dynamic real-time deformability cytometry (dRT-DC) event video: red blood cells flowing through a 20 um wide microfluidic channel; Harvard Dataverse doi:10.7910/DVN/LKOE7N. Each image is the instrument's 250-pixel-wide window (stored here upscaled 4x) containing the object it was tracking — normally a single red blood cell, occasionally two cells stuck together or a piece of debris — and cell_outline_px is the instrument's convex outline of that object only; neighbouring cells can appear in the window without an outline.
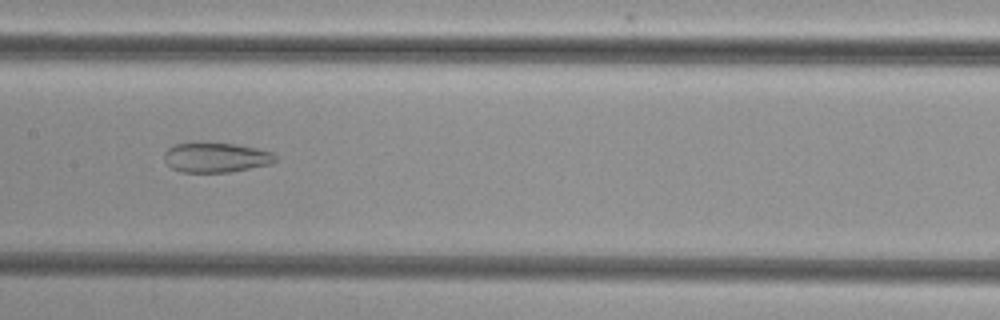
{"species": "common noctule bat (a hibernating species)", "species_latin": "Nyctalus noctula", "temperature_condition": "cold", "stored_images_in_passage": 45, "camera_frame_rate_fps": 3000, "um_per_image_px": 0.085, "animal": {"sex": "female", "body_mass_g": 29.2, "forearm_length_mm": 56.3}, "frame": {"image": 1, "passage_image": 19, "time_ms": 6.0, "image_size_px": [1000, 320], "cell_outline_px": [[276, 160], [272, 164], [228, 172], [180, 172], [172, 168], [164, 160], [164, 152], [168, 148], [176, 144], [188, 140], [236, 144], [256, 148], [272, 152], [276, 156]], "centroid_in_image_um": [18.31, 13.35], "position_along_channel_um": 189.1, "area_um2": 19.83}}
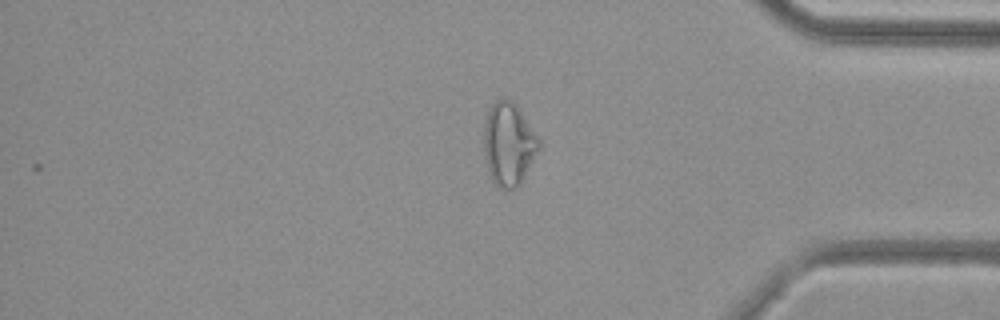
{"frame": {"image": 2, "passage_image": 36, "time_ms": 11.667, "image_size_px": [1000, 320], "cell_outline_px": [[540, 148], [520, 184], [516, 188], [500, 188], [492, 180], [488, 172], [484, 152], [484, 124], [488, 112], [492, 104], [496, 100], [504, 96], [508, 96], [516, 104], [540, 140]], "centroid_in_image_um": [43.23, 12.21], "position_along_channel_um": 392.0, "area_um2": 26.65}}
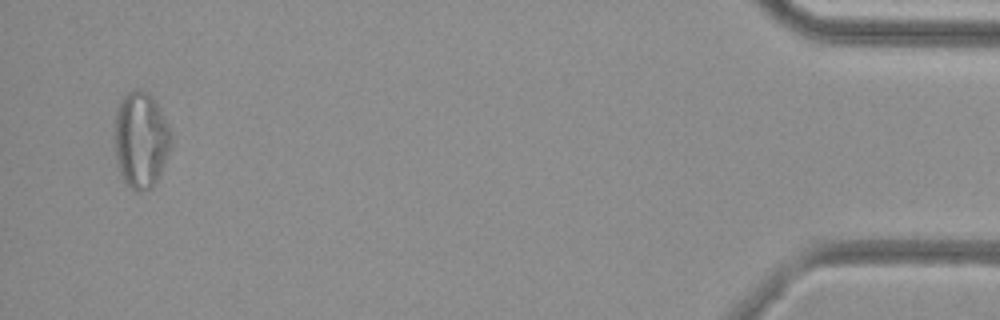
{"frame": {"image": 3, "passage_image": 43, "time_ms": 14.0, "image_size_px": [1000, 320], "cell_outline_px": [[172, 144], [168, 156], [156, 184], [152, 188], [144, 192], [132, 192], [124, 184], [120, 176], [116, 156], [116, 108], [120, 100], [132, 88], [140, 88], [148, 92], [156, 104], [168, 124], [172, 132]], "centroid_in_image_um": [11.99, 11.95], "position_along_channel_um": 423.2, "area_um2": 32.25}}